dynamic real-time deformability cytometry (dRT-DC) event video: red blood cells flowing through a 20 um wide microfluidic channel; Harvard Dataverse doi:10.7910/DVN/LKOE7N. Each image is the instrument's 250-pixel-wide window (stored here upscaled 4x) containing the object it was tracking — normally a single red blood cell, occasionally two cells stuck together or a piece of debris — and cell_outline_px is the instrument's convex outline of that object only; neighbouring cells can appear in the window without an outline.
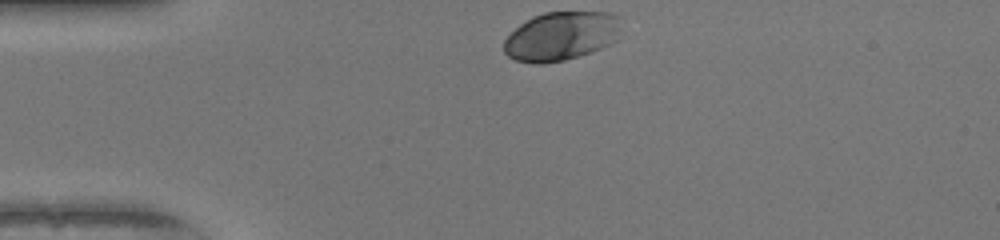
{"species": "human", "species_latin": "Homo sapiens", "temperature_condition": "warm", "stored_images_in_passage": 30, "camera_frame_rate_fps": 3000, "um_per_image_px": 0.085, "donor": {"sex": "female"}, "frame": {"image": 1, "passage_image": 1, "time_ms": 0.0, "image_size_px": [1000, 240], "cell_outline_px": [[616, 40], [600, 48], [564, 60], [540, 64], [536, 64], [516, 60], [508, 56], [504, 52], [504, 40], [520, 24], [532, 16], [544, 12], [612, 12], [616, 16]], "centroid_in_image_um": [47.61, 3.07], "position_along_channel_um": 37.4, "area_um2": 32.66}}
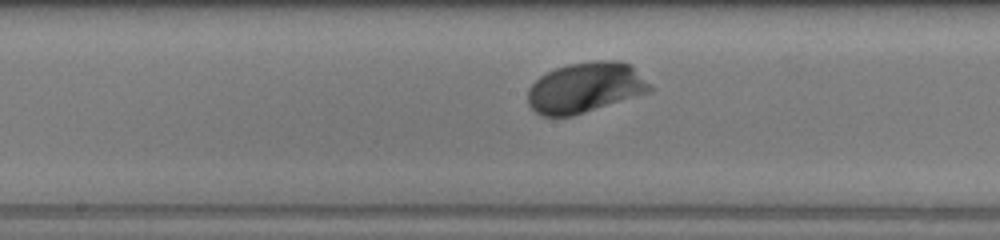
{"frame": {"image": 2, "passage_image": 16, "time_ms": 5.0, "image_size_px": [1000, 240], "cell_outline_px": [[656, 88], [652, 92], [572, 116], [540, 116], [528, 104], [528, 88], [540, 76], [556, 68], [568, 64], [596, 60], [620, 60], [628, 64]], "centroid_in_image_um": [49.78, 7.45], "position_along_channel_um": 198.4, "area_um2": 36.01}}
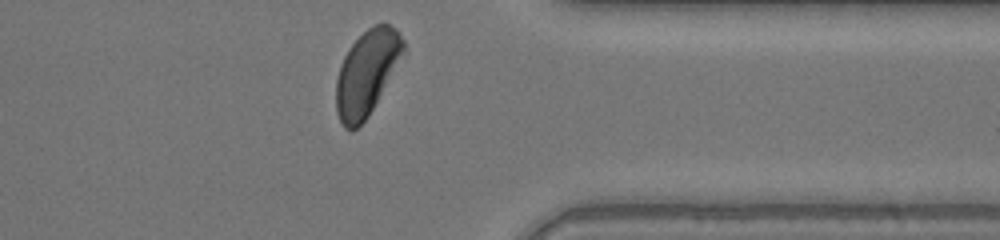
{"frame": {"image": 3, "passage_image": 30, "time_ms": 9.667, "image_size_px": [1000, 240], "cell_outline_px": [[404, 48], [368, 116], [352, 132], [344, 128], [336, 112], [336, 80], [344, 56], [348, 48], [368, 28], [376, 24], [388, 24], [396, 28], [400, 32], [404, 40]], "centroid_in_image_um": [31.12, 6.19], "position_along_channel_um": 380.3, "area_um2": 32.19}, "authors_computed_cell_mechanics": {"area_um2": 34.0153, "velocity_mm_per_s": 4.062, "shape_relaxation_time_tau1_ms": 1.5391, "shape_relaxation_time_tau2_ms": null, "deformation_change_tau1": 0.1251, "deformation_change_tau2": null}}